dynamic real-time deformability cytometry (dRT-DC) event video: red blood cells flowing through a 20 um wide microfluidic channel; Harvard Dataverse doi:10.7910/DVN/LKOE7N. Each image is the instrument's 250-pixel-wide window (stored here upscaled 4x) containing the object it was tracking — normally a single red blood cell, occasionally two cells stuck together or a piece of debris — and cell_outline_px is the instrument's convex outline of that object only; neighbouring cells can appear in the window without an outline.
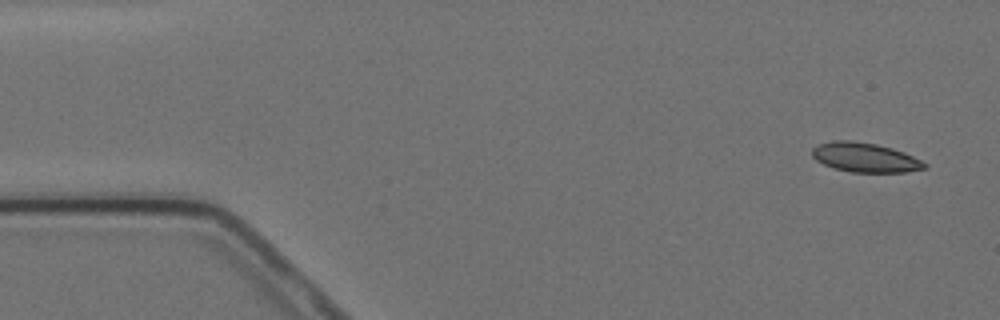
{"species": "Egyptian fruit bat (a non-hibernating species)", "species_latin": "Rousettus aegyptiacus", "temperature_condition": "cold", "stored_images_in_passage": 7, "camera_frame_rate_fps": 3000, "um_per_image_px": 0.085, "animal": {"sex": "female"}, "frame": {"image": 1, "passage_image": 1, "time_ms": 0.0, "image_size_px": [1000, 320], "cell_outline_px": [[928, 168], [904, 172], [852, 172], [832, 168], [816, 160], [812, 156], [812, 148], [820, 144], [832, 140], [852, 140], [876, 144], [892, 148], [904, 152], [928, 164]], "centroid_in_image_um": [73.52, 13.38], "position_along_channel_um": 11.5, "area_um2": 19.31}}
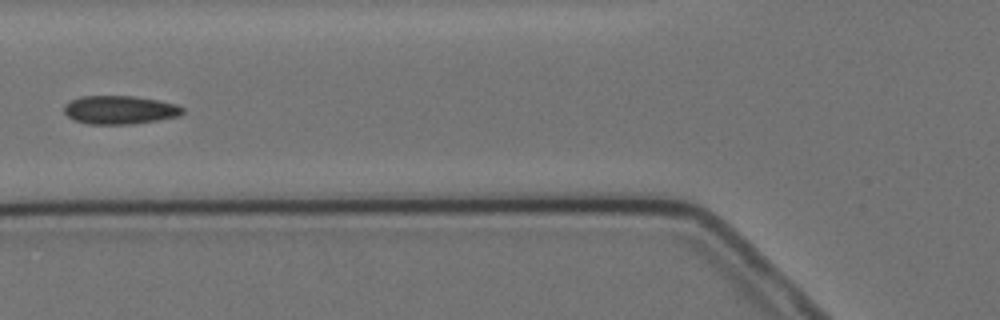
{"frame": {"image": 2, "passage_image": 6, "time_ms": 6.0, "image_size_px": [1000, 320], "cell_outline_px": [[184, 112], [180, 116], [160, 120], [132, 124], [88, 124], [76, 120], [68, 116], [64, 112], [64, 104], [80, 96], [132, 96], [156, 100], [176, 104], [184, 108]], "centroid_in_image_um": [10.2, 9.34], "position_along_channel_um": 115.6, "area_um2": 19.65}}
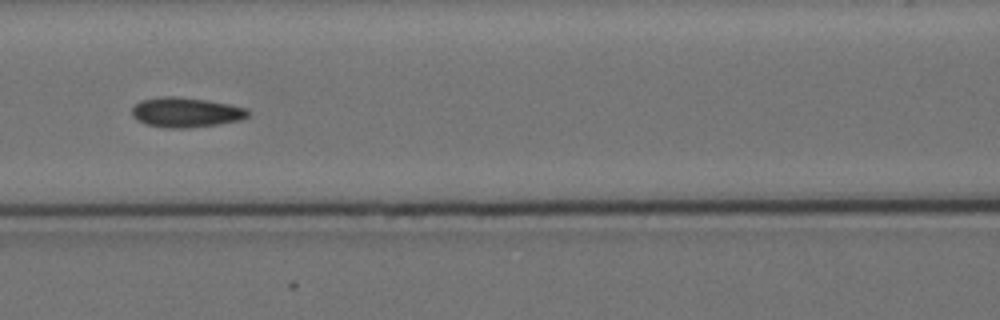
{"frame": {"image": 3, "passage_image": 7, "time_ms": 7.0, "image_size_px": [1000, 320], "cell_outline_px": [[248, 116], [240, 120], [216, 124], [188, 128], [168, 128], [144, 124], [136, 120], [132, 116], [132, 108], [140, 100], [160, 96], [180, 96], [208, 100], [248, 108]], "centroid_in_image_um": [15.76, 9.54], "position_along_channel_um": 150.8, "area_um2": 20.35}}